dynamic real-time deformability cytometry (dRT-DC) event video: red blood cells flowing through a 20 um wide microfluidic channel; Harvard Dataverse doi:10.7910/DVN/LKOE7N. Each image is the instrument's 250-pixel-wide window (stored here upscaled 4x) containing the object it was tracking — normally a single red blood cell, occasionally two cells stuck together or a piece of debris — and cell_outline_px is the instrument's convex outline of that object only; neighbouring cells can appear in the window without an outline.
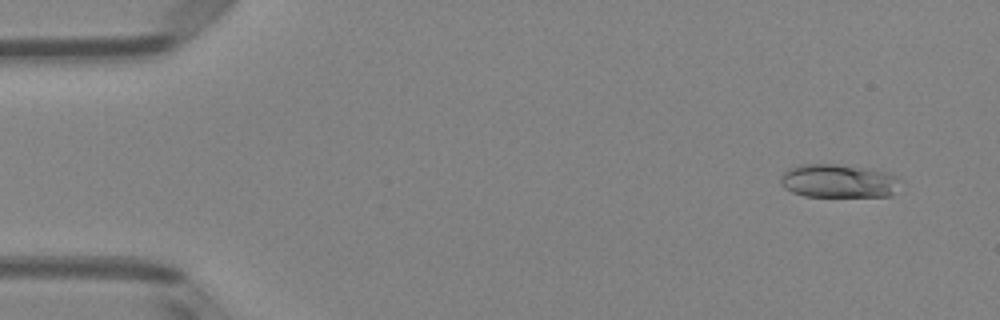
{"species": "Egyptian fruit bat (a non-hibernating species)", "species_latin": "Rousettus aegyptiacus", "temperature_condition": "room temperature", "stored_images_in_passage": 48, "camera_frame_rate_fps": 3000, "um_per_image_px": 0.085, "animal": {"sex": "female"}, "frame": {"image": 1, "passage_image": 1, "time_ms": 0.0, "image_size_px": [1000, 320], "cell_outline_px": [[900, 180], [892, 196], [804, 196], [792, 192], [784, 188], [780, 184], [780, 180], [784, 172], [788, 168], [796, 164], [836, 164], [868, 168], [892, 172]], "centroid_in_image_um": [71.26, 15.37], "position_along_channel_um": 13.7, "area_um2": 23.64}}
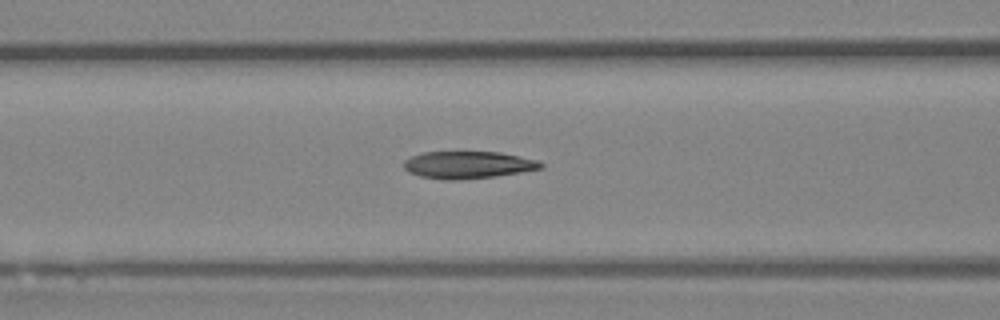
{"frame": {"image": 2, "passage_image": 18, "time_ms": 5.667, "image_size_px": [1000, 320], "cell_outline_px": [[544, 168], [496, 176], [460, 180], [444, 180], [420, 176], [408, 172], [404, 168], [404, 160], [412, 156], [424, 152], [500, 152], [540, 160], [544, 164]], "centroid_in_image_um": [39.81, 14.02], "position_along_channel_um": 126.8, "area_um2": 21.91}}
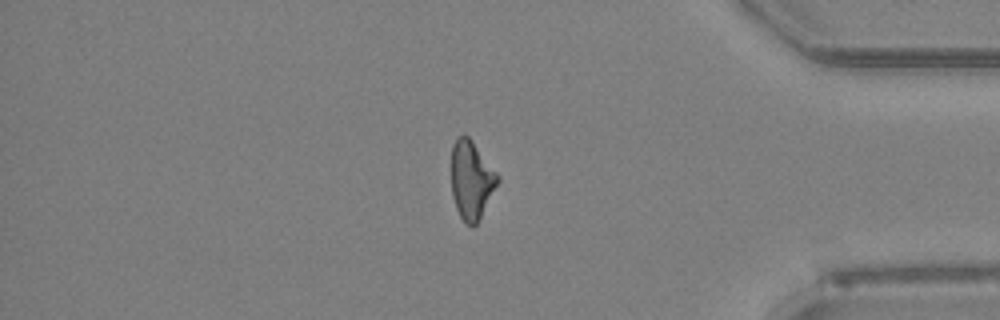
{"frame": {"image": 3, "passage_image": 40, "time_ms": 13.0, "image_size_px": [1000, 320], "cell_outline_px": [[500, 180], [476, 224], [472, 228], [460, 216], [456, 208], [452, 196], [452, 144], [456, 136], [468, 136], [472, 140], [500, 176]], "centroid_in_image_um": [40.07, 15.27], "position_along_channel_um": 395.1, "area_um2": 20.98}, "authors_computed_cell_mechanics": {"area_um2": 21.7906, "velocity_mm_per_s": 4.0461, "shape_relaxation_time_tau1_ms": null, "shape_relaxation_time_tau2_ms": 2.9555, "deformation_change_tau1": null, "deformation_change_tau2": 0.1091}}